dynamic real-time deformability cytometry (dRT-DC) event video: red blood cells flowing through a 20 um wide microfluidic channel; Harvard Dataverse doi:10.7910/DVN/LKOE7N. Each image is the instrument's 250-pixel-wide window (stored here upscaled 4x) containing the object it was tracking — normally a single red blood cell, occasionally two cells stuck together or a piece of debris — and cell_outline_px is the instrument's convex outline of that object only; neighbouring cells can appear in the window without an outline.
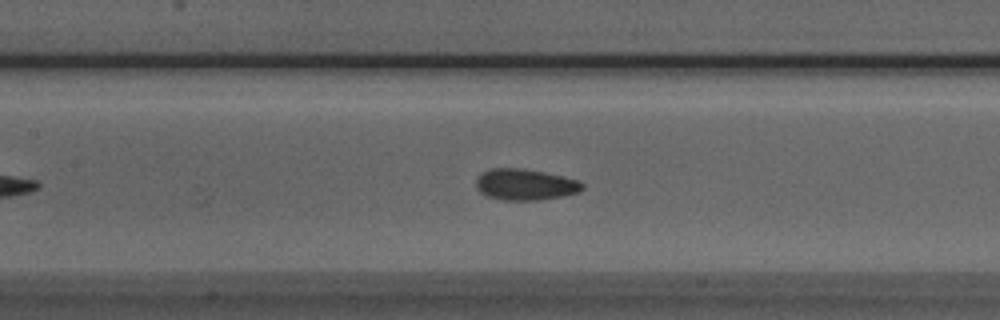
{"species": "Egyptian fruit bat (a non-hibernating species)", "species_latin": "Rousettus aegyptiacus", "temperature_condition": "room temperature", "stored_images_in_passage": 45, "camera_frame_rate_fps": 3000, "um_per_image_px": 0.085, "animal": {"sex": "male"}, "frame": {"image": 1, "passage_image": 16, "time_ms": 5.0, "image_size_px": [1000, 320], "cell_outline_px": [[584, 188], [580, 192], [564, 196], [536, 200], [504, 200], [488, 196], [480, 192], [476, 188], [476, 176], [492, 168], [520, 168], [544, 172], [576, 180], [584, 184]], "centroid_in_image_um": [44.63, 15.69], "position_along_channel_um": 162.8, "area_um2": 19.25}}
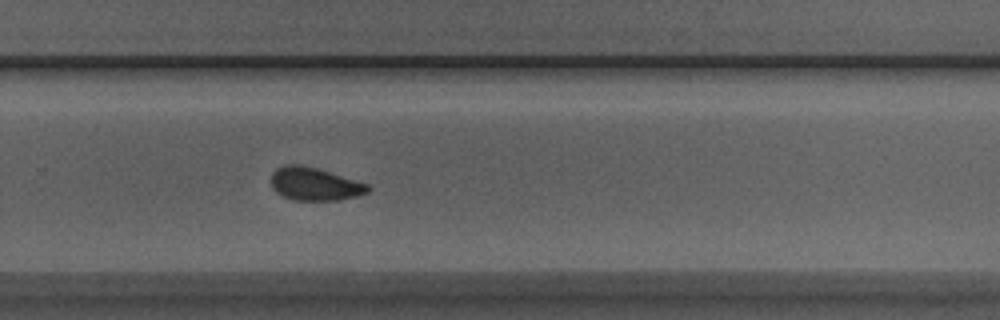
{"frame": {"image": 2, "passage_image": 27, "time_ms": 8.667, "image_size_px": [1000, 320], "cell_outline_px": [[372, 188], [368, 192], [356, 196], [340, 200], [292, 200], [276, 192], [272, 188], [272, 172], [276, 168], [284, 164], [300, 164], [316, 168], [368, 184]], "centroid_in_image_um": [26.73, 15.64], "position_along_channel_um": 303.1, "area_um2": 18.55}}
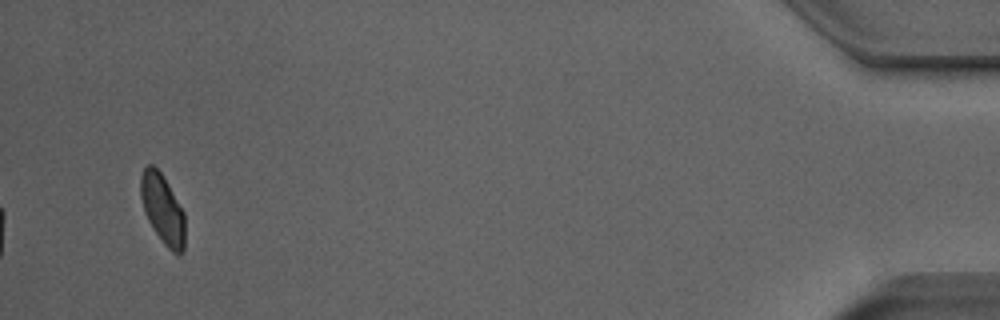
{"frame": {"image": 3, "passage_image": 43, "time_ms": 14.0, "image_size_px": [1000, 320], "cell_outline_px": [[184, 252], [180, 256], [172, 252], [164, 244], [148, 220], [144, 212], [140, 196], [140, 176], [144, 168], [148, 164], [152, 164], [164, 176], [184, 212]], "centroid_in_image_um": [13.82, 17.77], "position_along_channel_um": 421.4, "area_um2": 18.03}, "authors_computed_cell_mechanics": {"area_um2": 18.9584, "velocity_mm_per_s": 3.8449, "shape_relaxation_time_tau1_ms": 4.3028, "shape_relaxation_time_tau2_ms": 1.7732, "deformation_change_tau1": 0.0937, "deformation_change_tau2": 0.0664}}